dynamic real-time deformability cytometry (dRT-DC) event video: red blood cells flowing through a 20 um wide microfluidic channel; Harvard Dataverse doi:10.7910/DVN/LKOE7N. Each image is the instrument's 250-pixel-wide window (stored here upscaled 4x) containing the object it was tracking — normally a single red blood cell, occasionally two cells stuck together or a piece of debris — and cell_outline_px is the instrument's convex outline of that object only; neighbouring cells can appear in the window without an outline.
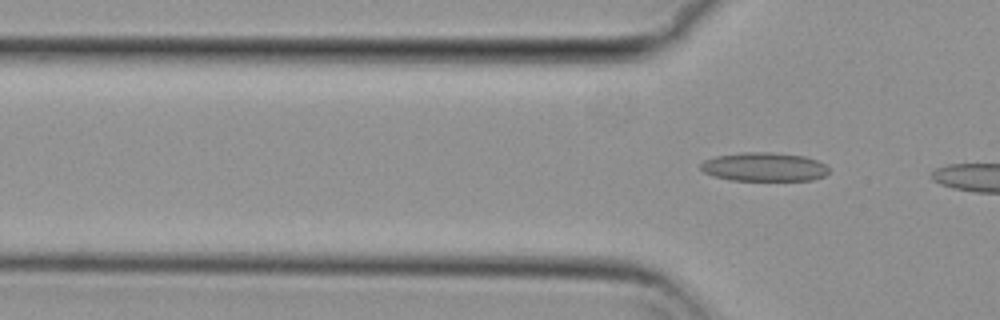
{"species": "common noctule bat (a hibernating species)", "species_latin": "Nyctalus noctula", "temperature_condition": "cold", "stored_images_in_passage": 2, "camera_frame_rate_fps": 3000, "um_per_image_px": 0.085, "animal": {"sex": "female", "body_mass_g": 29.2, "forearm_length_mm": 56.3}, "frame": {"image": 1, "passage_image": 2, "time_ms": 0.333, "image_size_px": [1000, 320], "cell_outline_px": [[828, 172], [824, 176], [812, 180], [732, 180], [712, 176], [704, 172], [700, 168], [700, 164], [704, 160], [716, 156], [740, 152], [772, 152], [804, 156], [816, 160], [824, 164], [828, 168]], "centroid_in_image_um": [64.92, 14.18], "position_along_channel_um": 60.9, "area_um2": 21.5}}